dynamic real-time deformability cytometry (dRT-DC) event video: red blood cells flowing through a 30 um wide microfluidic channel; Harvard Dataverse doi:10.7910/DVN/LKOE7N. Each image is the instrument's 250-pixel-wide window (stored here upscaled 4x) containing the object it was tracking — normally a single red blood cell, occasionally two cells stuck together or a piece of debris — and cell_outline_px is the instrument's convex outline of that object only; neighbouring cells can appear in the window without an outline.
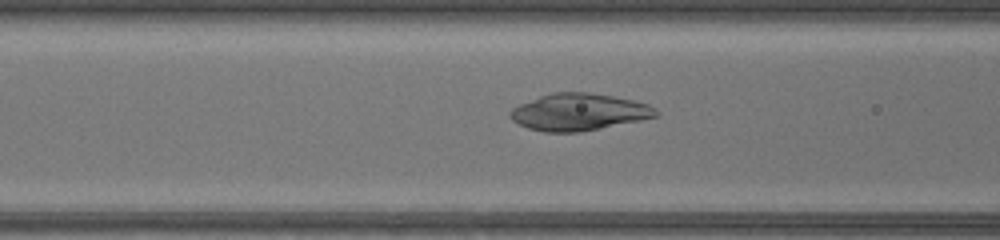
{"species": "common noctule bat (a hibernating species)", "species_latin": "Nyctalus noctula", "temperature_condition": "warm", "stored_images_in_passage": 43, "camera_frame_rate_fps": 3000, "um_per_image_px": 0.085, "animal": {"sex": "female", "body_mass_g": 17.0, "forearm_length_mm": 48.0}, "frame": {"image": 1, "passage_image": 15, "time_ms": 4.667, "image_size_px": [1000, 240], "cell_outline_px": [[660, 116], [580, 132], [544, 132], [528, 128], [512, 120], [508, 116], [508, 112], [512, 108], [520, 104], [540, 96], [552, 92], [588, 92], [612, 96], [632, 100], [648, 104], [656, 108], [660, 112]], "centroid_in_image_um": [49.2, 9.52], "position_along_channel_um": 117.4, "area_um2": 31.39}}
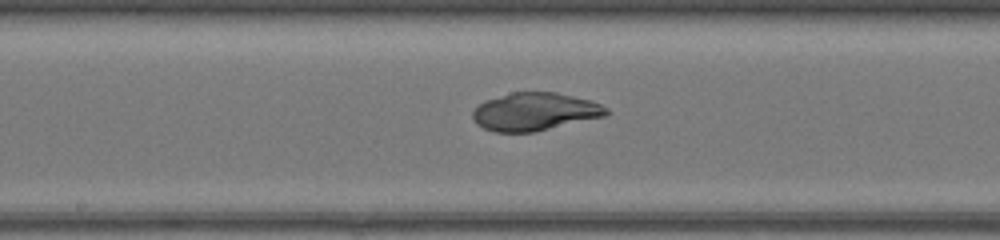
{"frame": {"image": 2, "passage_image": 21, "time_ms": 6.667, "image_size_px": [1000, 240], "cell_outline_px": [[608, 116], [536, 132], [496, 132], [484, 128], [476, 124], [472, 116], [472, 112], [484, 100], [512, 92], [556, 92], [592, 100], [608, 108]], "centroid_in_image_um": [45.49, 9.5], "position_along_channel_um": 202.7, "area_um2": 29.82}}
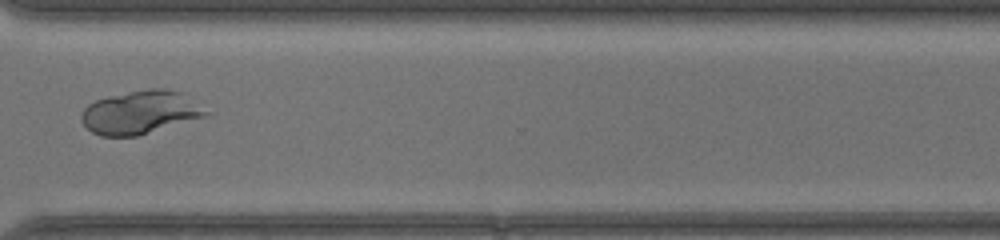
{"frame": {"image": 3, "passage_image": 32, "time_ms": 10.333, "image_size_px": [1000, 240], "cell_outline_px": [[212, 112], [204, 116], [136, 136], [100, 136], [92, 132], [80, 120], [80, 116], [84, 108], [88, 104], [96, 100], [108, 96], [148, 88], [168, 88], [180, 92]], "centroid_in_image_um": [11.9, 9.54], "position_along_channel_um": 358.7, "area_um2": 31.15}}